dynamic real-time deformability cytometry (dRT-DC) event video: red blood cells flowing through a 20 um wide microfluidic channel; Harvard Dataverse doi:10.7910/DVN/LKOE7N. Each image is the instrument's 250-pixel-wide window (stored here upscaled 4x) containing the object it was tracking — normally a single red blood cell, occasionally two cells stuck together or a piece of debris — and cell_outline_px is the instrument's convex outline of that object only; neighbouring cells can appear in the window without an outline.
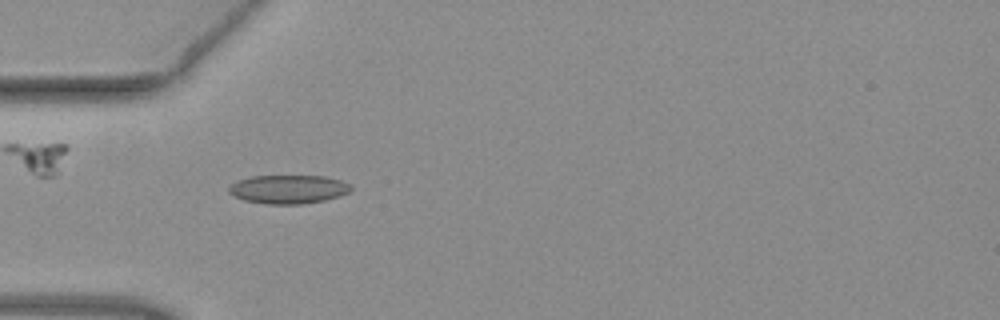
{"species": "common noctule bat (a hibernating species)", "species_latin": "Nyctalus noctula", "temperature_condition": "warm", "stored_images_in_passage": 37, "camera_frame_rate_fps": 3000, "um_per_image_px": 0.085, "animal": {"sex": "female", "body_mass_g": 19.3, "forearm_length_mm": 54.1}, "frame": {"image": 1, "passage_image": 1, "time_ms": 0.0, "image_size_px": [1000, 320], "cell_outline_px": [[352, 188], [348, 192], [340, 196], [324, 200], [300, 204], [268, 204], [244, 200], [228, 192], [228, 188], [232, 184], [240, 180], [252, 176], [324, 176], [340, 180], [352, 184]], "centroid_in_image_um": [24.54, 16.08], "position_along_channel_um": 60.5, "area_um2": 20.23}}
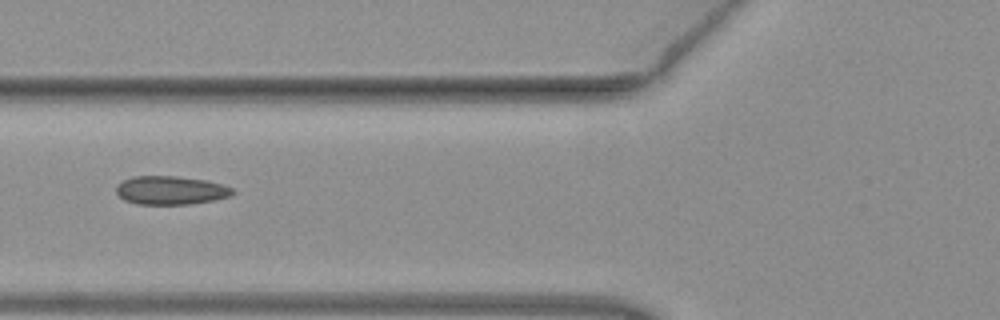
{"frame": {"image": 2, "passage_image": 5, "time_ms": 1.333, "image_size_px": [1000, 320], "cell_outline_px": [[236, 192], [228, 196], [212, 200], [192, 204], [136, 204], [124, 200], [116, 192], [116, 184], [132, 176], [176, 176], [208, 180], [232, 188]], "centroid_in_image_um": [14.48, 16.17], "position_along_channel_um": 111.3, "area_um2": 19.36}}
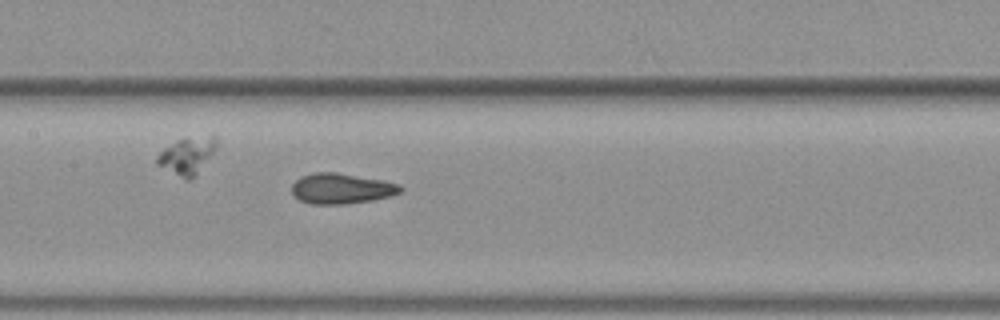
{"frame": {"image": 3, "passage_image": 10, "time_ms": 3.0, "image_size_px": [1000, 320], "cell_outline_px": [[404, 188], [400, 192], [392, 196], [372, 200], [344, 204], [312, 204], [300, 200], [292, 196], [292, 184], [300, 176], [316, 172], [336, 172], [384, 180], [400, 184]], "centroid_in_image_um": [29.02, 16.02], "position_along_channel_um": 178.4, "area_um2": 19.48}, "authors_computed_cell_mechanics": {"area_um2": 19.363, "velocity_mm_per_s": 3.9817, "shape_relaxation_time_tau1_ms": null, "shape_relaxation_time_tau2_ms": 1.5032, "deformation_change_tau1": null, "deformation_change_tau2": 0.0759}}